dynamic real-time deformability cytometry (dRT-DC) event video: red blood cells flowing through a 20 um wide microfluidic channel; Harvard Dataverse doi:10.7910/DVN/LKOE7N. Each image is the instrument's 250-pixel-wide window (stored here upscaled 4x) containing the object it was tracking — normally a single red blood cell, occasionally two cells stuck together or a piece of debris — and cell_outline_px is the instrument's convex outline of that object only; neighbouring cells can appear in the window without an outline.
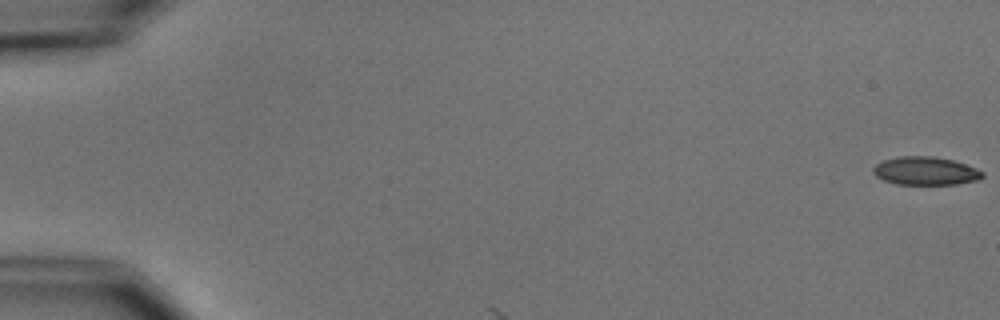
{"species": "common noctule bat (a hibernating species)", "species_latin": "Nyctalus noctula", "temperature_condition": "cold", "stored_images_in_passage": 3, "camera_frame_rate_fps": 3000, "um_per_image_px": 0.085, "animal": {"sex": "male", "body_mass_g": 15.6}, "frame": {"image": 1, "passage_image": 1, "time_ms": 0.0, "image_size_px": [1000, 320], "cell_outline_px": [[984, 176], [980, 180], [956, 184], [896, 184], [884, 180], [876, 176], [872, 172], [872, 168], [876, 164], [884, 160], [900, 156], [932, 156], [952, 160], [976, 168], [984, 172]], "centroid_in_image_um": [78.67, 14.53], "position_along_channel_um": 6.3, "area_um2": 17.98}}